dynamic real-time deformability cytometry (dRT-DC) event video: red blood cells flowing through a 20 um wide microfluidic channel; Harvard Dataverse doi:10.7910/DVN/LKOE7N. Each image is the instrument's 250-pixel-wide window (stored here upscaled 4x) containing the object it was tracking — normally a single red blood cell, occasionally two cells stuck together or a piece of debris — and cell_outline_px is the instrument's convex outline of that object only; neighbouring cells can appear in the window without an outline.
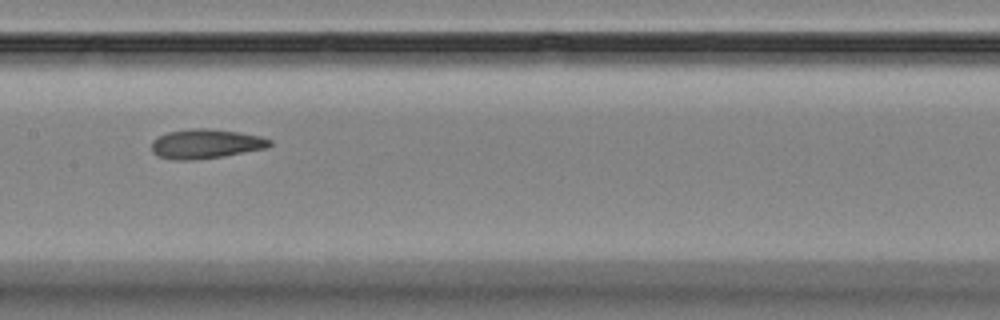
{"species": "Egyptian fruit bat (a non-hibernating species)", "species_latin": "Rousettus aegyptiacus", "temperature_condition": "room temperature", "stored_images_in_passage": 9, "camera_frame_rate_fps": 3000, "um_per_image_px": 0.085, "animal": {"sex": "female"}, "frame": {"image": 1, "passage_image": 8, "time_ms": 8.333, "image_size_px": [1000, 320], "cell_outline_px": [[272, 144], [268, 148], [224, 156], [192, 160], [172, 160], [156, 156], [152, 152], [152, 140], [156, 136], [168, 132], [192, 128], [208, 128], [236, 132], [260, 136], [272, 140]], "centroid_in_image_um": [17.46, 12.23], "position_along_channel_um": 189.9, "area_um2": 20.46}}
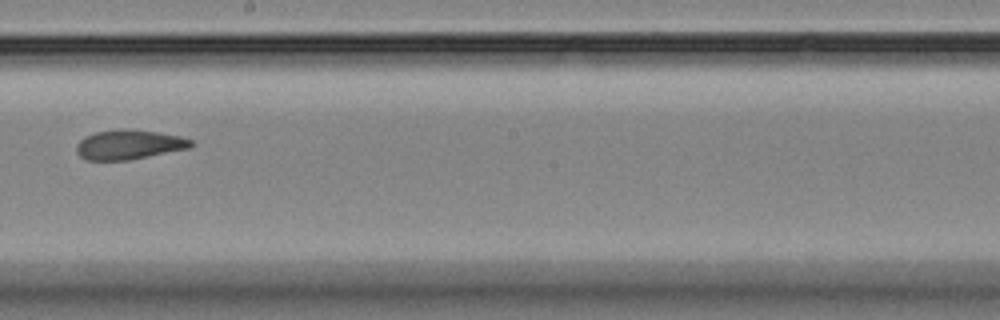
{"frame": {"image": 2, "passage_image": 9, "time_ms": 9.667, "image_size_px": [1000, 320], "cell_outline_px": [[196, 144], [192, 148], [128, 160], [84, 160], [76, 152], [76, 144], [84, 136], [96, 132], [120, 128], [124, 128], [156, 132], [180, 136], [192, 140]], "centroid_in_image_um": [10.97, 12.29], "position_along_channel_um": 237.2, "area_um2": 20.0}}